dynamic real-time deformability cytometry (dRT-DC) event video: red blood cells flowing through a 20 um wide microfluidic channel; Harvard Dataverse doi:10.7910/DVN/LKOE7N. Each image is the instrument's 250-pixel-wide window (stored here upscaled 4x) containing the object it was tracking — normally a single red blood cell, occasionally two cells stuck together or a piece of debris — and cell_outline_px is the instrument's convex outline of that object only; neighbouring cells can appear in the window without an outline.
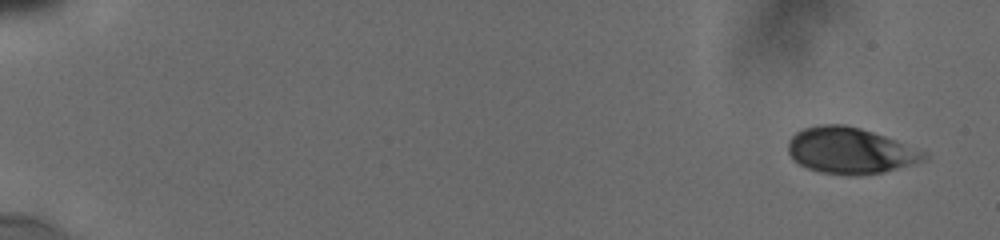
{"species": "human", "species_latin": "Homo sapiens", "temperature_condition": "cold", "stored_images_in_passage": 23, "camera_frame_rate_fps": 3000, "um_per_image_px": 0.085, "donor": {"sex": "male"}, "frame": {"image": 1, "passage_image": 1, "time_ms": 0.0, "image_size_px": [1000, 240], "cell_outline_px": [[928, 156], [920, 160], [884, 172], [860, 176], [848, 176], [820, 172], [808, 168], [792, 160], [788, 152], [788, 140], [796, 132], [804, 128], [816, 124], [844, 124], [860, 128], [884, 136], [928, 152]], "centroid_in_image_um": [72.2, 12.8], "position_along_channel_um": 12.8, "area_um2": 36.53}}
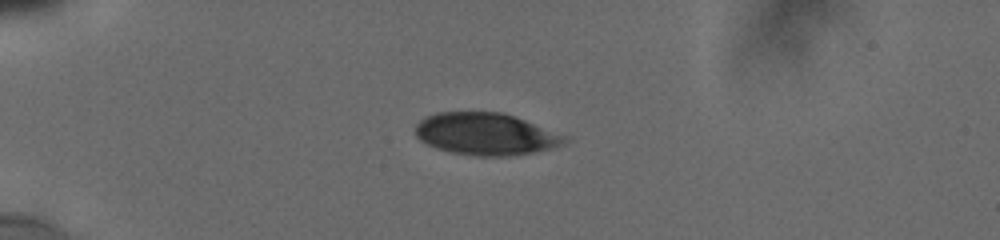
{"frame": {"image": 2, "passage_image": 18, "time_ms": 4.333, "image_size_px": [1000, 240], "cell_outline_px": [[568, 140], [564, 144], [552, 148], [532, 152], [508, 156], [476, 156], [452, 152], [436, 148], [420, 140], [416, 136], [416, 124], [424, 116], [436, 112], [500, 112], [524, 120], [564, 136]], "centroid_in_image_um": [41.23, 11.39], "position_along_channel_um": 43.8, "area_um2": 36.18}}